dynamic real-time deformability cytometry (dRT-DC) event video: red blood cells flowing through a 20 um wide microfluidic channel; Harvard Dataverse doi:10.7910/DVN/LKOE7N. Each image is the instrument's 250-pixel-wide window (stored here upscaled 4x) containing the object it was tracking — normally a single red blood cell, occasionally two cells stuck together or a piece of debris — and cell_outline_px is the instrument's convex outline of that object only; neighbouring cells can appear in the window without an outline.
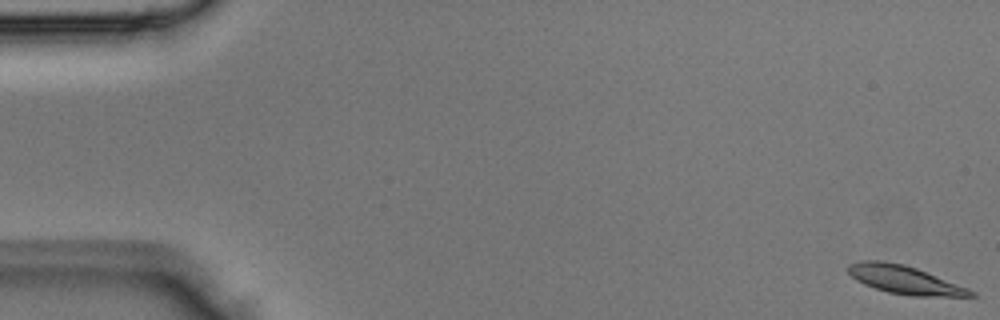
{"species": "Egyptian fruit bat (a non-hibernating species)", "species_latin": "Rousettus aegyptiacus", "temperature_condition": "room temperature", "stored_images_in_passage": 5, "segment_of_instrument_passage": [1, 2], "camera_frame_rate_fps": 3000, "um_per_image_px": 0.085, "animal": {"sex": "male"}, "frame": {"image": 1, "passage_image": 1, "time_ms": 0.0, "image_size_px": [1000, 320], "cell_outline_px": [[976, 296], [912, 296], [888, 292], [864, 284], [856, 280], [848, 272], [848, 264], [860, 260], [880, 260], [904, 264], [916, 268], [968, 288], [976, 292]], "centroid_in_image_um": [76.87, 23.77], "position_along_channel_um": 8.1, "area_um2": 20.06}}